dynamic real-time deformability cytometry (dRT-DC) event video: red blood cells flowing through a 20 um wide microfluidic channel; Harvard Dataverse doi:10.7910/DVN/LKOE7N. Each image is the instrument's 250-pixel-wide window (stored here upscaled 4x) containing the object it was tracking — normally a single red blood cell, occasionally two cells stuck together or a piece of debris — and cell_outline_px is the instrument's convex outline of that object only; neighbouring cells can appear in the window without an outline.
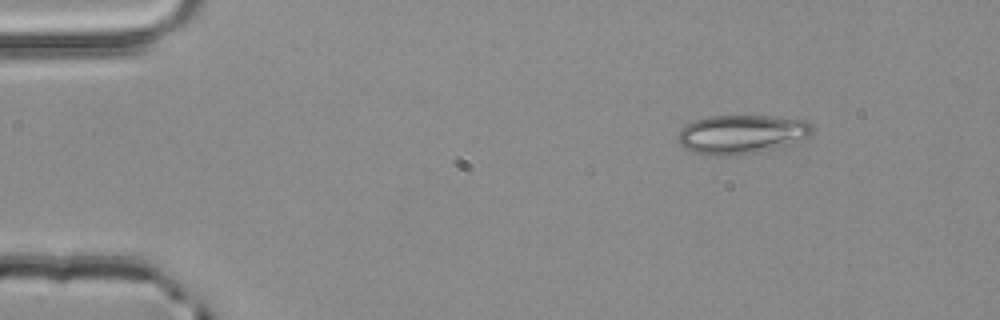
{"species": "common noctule bat (a hibernating species)", "species_latin": "Nyctalus noctula", "temperature_condition": "room temperature", "stored_images_in_passage": 3, "camera_frame_rate_fps": 3000, "um_per_image_px": 0.085, "animal": {"sex": "male", "body_mass_g": 20.4}, "frame": {"image": 1, "passage_image": 3, "time_ms": 0.667, "image_size_px": [1000, 320], "cell_outline_px": [[816, 128], [808, 136], [792, 144], [756, 152], [728, 156], [716, 156], [696, 152], [684, 148], [676, 140], [676, 136], [680, 128], [696, 120], [712, 116], [768, 116], [804, 120], [812, 124]], "centroid_in_image_um": [63.02, 11.41], "position_along_channel_um": 22.0, "area_um2": 30.46}}